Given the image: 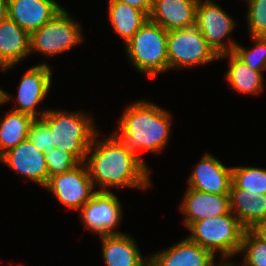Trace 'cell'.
Wrapping results in <instances>:
<instances>
[{
  "mask_svg": "<svg viewBox=\"0 0 266 266\" xmlns=\"http://www.w3.org/2000/svg\"><path fill=\"white\" fill-rule=\"evenodd\" d=\"M98 134L101 133L95 134L82 161L94 187H100L99 191H109L114 187L138 190L151 187V171L146 162L130 152L114 132L100 141L97 140Z\"/></svg>",
  "mask_w": 266,
  "mask_h": 266,
  "instance_id": "1",
  "label": "cell"
},
{
  "mask_svg": "<svg viewBox=\"0 0 266 266\" xmlns=\"http://www.w3.org/2000/svg\"><path fill=\"white\" fill-rule=\"evenodd\" d=\"M172 115L158 105L140 100L130 103L114 133L130 152L142 159L140 151L161 153L170 138Z\"/></svg>",
  "mask_w": 266,
  "mask_h": 266,
  "instance_id": "2",
  "label": "cell"
},
{
  "mask_svg": "<svg viewBox=\"0 0 266 266\" xmlns=\"http://www.w3.org/2000/svg\"><path fill=\"white\" fill-rule=\"evenodd\" d=\"M41 119L52 132L54 147L73 154L82 162L99 131L93 116L82 110L69 113L66 110L47 109Z\"/></svg>",
  "mask_w": 266,
  "mask_h": 266,
  "instance_id": "3",
  "label": "cell"
},
{
  "mask_svg": "<svg viewBox=\"0 0 266 266\" xmlns=\"http://www.w3.org/2000/svg\"><path fill=\"white\" fill-rule=\"evenodd\" d=\"M187 229L190 230L187 237L191 241L211 251L215 256L218 251L222 261L238 255L246 230L231 211L195 221Z\"/></svg>",
  "mask_w": 266,
  "mask_h": 266,
  "instance_id": "4",
  "label": "cell"
},
{
  "mask_svg": "<svg viewBox=\"0 0 266 266\" xmlns=\"http://www.w3.org/2000/svg\"><path fill=\"white\" fill-rule=\"evenodd\" d=\"M124 46L134 68L149 79L169 70L167 31L157 23L148 19Z\"/></svg>",
  "mask_w": 266,
  "mask_h": 266,
  "instance_id": "5",
  "label": "cell"
},
{
  "mask_svg": "<svg viewBox=\"0 0 266 266\" xmlns=\"http://www.w3.org/2000/svg\"><path fill=\"white\" fill-rule=\"evenodd\" d=\"M83 38L81 25L62 8L50 21L31 33L30 54L39 52L47 57L62 54L81 44Z\"/></svg>",
  "mask_w": 266,
  "mask_h": 266,
  "instance_id": "6",
  "label": "cell"
},
{
  "mask_svg": "<svg viewBox=\"0 0 266 266\" xmlns=\"http://www.w3.org/2000/svg\"><path fill=\"white\" fill-rule=\"evenodd\" d=\"M167 56L169 70L178 71L219 59L195 25L167 31Z\"/></svg>",
  "mask_w": 266,
  "mask_h": 266,
  "instance_id": "7",
  "label": "cell"
},
{
  "mask_svg": "<svg viewBox=\"0 0 266 266\" xmlns=\"http://www.w3.org/2000/svg\"><path fill=\"white\" fill-rule=\"evenodd\" d=\"M195 26L218 56L234 51L237 42L230 38H228L229 42L224 39L231 37L236 22L213 0L198 1Z\"/></svg>",
  "mask_w": 266,
  "mask_h": 266,
  "instance_id": "8",
  "label": "cell"
},
{
  "mask_svg": "<svg viewBox=\"0 0 266 266\" xmlns=\"http://www.w3.org/2000/svg\"><path fill=\"white\" fill-rule=\"evenodd\" d=\"M122 204L111 191H97L79 210L84 228L95 235L122 234L115 231L121 223Z\"/></svg>",
  "mask_w": 266,
  "mask_h": 266,
  "instance_id": "9",
  "label": "cell"
},
{
  "mask_svg": "<svg viewBox=\"0 0 266 266\" xmlns=\"http://www.w3.org/2000/svg\"><path fill=\"white\" fill-rule=\"evenodd\" d=\"M94 188L82 162L70 171L50 177L45 186L53 197L71 210H80L98 191Z\"/></svg>",
  "mask_w": 266,
  "mask_h": 266,
  "instance_id": "10",
  "label": "cell"
},
{
  "mask_svg": "<svg viewBox=\"0 0 266 266\" xmlns=\"http://www.w3.org/2000/svg\"><path fill=\"white\" fill-rule=\"evenodd\" d=\"M52 84L51 66L45 62L39 63L23 75L17 88V99L12 110L40 119L47 110H37L47 96Z\"/></svg>",
  "mask_w": 266,
  "mask_h": 266,
  "instance_id": "11",
  "label": "cell"
},
{
  "mask_svg": "<svg viewBox=\"0 0 266 266\" xmlns=\"http://www.w3.org/2000/svg\"><path fill=\"white\" fill-rule=\"evenodd\" d=\"M0 162L43 188L48 183L49 174L44 153L28 139L3 154Z\"/></svg>",
  "mask_w": 266,
  "mask_h": 266,
  "instance_id": "12",
  "label": "cell"
},
{
  "mask_svg": "<svg viewBox=\"0 0 266 266\" xmlns=\"http://www.w3.org/2000/svg\"><path fill=\"white\" fill-rule=\"evenodd\" d=\"M188 188L205 193L229 194L232 166L227 167L211 153L204 154L187 179Z\"/></svg>",
  "mask_w": 266,
  "mask_h": 266,
  "instance_id": "13",
  "label": "cell"
},
{
  "mask_svg": "<svg viewBox=\"0 0 266 266\" xmlns=\"http://www.w3.org/2000/svg\"><path fill=\"white\" fill-rule=\"evenodd\" d=\"M180 211L184 214L182 223L188 228L195 221L227 214L230 211L229 194L205 193L187 187Z\"/></svg>",
  "mask_w": 266,
  "mask_h": 266,
  "instance_id": "14",
  "label": "cell"
},
{
  "mask_svg": "<svg viewBox=\"0 0 266 266\" xmlns=\"http://www.w3.org/2000/svg\"><path fill=\"white\" fill-rule=\"evenodd\" d=\"M154 266H217L216 256L185 237L162 251L149 255Z\"/></svg>",
  "mask_w": 266,
  "mask_h": 266,
  "instance_id": "15",
  "label": "cell"
},
{
  "mask_svg": "<svg viewBox=\"0 0 266 266\" xmlns=\"http://www.w3.org/2000/svg\"><path fill=\"white\" fill-rule=\"evenodd\" d=\"M63 7L56 0H8V18L30 34L50 21Z\"/></svg>",
  "mask_w": 266,
  "mask_h": 266,
  "instance_id": "16",
  "label": "cell"
},
{
  "mask_svg": "<svg viewBox=\"0 0 266 266\" xmlns=\"http://www.w3.org/2000/svg\"><path fill=\"white\" fill-rule=\"evenodd\" d=\"M199 0H152L149 20L166 31L195 25Z\"/></svg>",
  "mask_w": 266,
  "mask_h": 266,
  "instance_id": "17",
  "label": "cell"
},
{
  "mask_svg": "<svg viewBox=\"0 0 266 266\" xmlns=\"http://www.w3.org/2000/svg\"><path fill=\"white\" fill-rule=\"evenodd\" d=\"M31 34L8 17L0 23V70L13 68L30 55Z\"/></svg>",
  "mask_w": 266,
  "mask_h": 266,
  "instance_id": "18",
  "label": "cell"
},
{
  "mask_svg": "<svg viewBox=\"0 0 266 266\" xmlns=\"http://www.w3.org/2000/svg\"><path fill=\"white\" fill-rule=\"evenodd\" d=\"M102 259L106 266H144L149 257H143L135 239L127 233L100 236Z\"/></svg>",
  "mask_w": 266,
  "mask_h": 266,
  "instance_id": "19",
  "label": "cell"
},
{
  "mask_svg": "<svg viewBox=\"0 0 266 266\" xmlns=\"http://www.w3.org/2000/svg\"><path fill=\"white\" fill-rule=\"evenodd\" d=\"M230 211L245 229H253L266 221V194L248 192L240 188H230Z\"/></svg>",
  "mask_w": 266,
  "mask_h": 266,
  "instance_id": "20",
  "label": "cell"
},
{
  "mask_svg": "<svg viewBox=\"0 0 266 266\" xmlns=\"http://www.w3.org/2000/svg\"><path fill=\"white\" fill-rule=\"evenodd\" d=\"M221 58H228L229 60V69H227L225 77L234 91L256 95L263 90L264 74L262 72L245 65L233 52L220 55L219 59Z\"/></svg>",
  "mask_w": 266,
  "mask_h": 266,
  "instance_id": "21",
  "label": "cell"
},
{
  "mask_svg": "<svg viewBox=\"0 0 266 266\" xmlns=\"http://www.w3.org/2000/svg\"><path fill=\"white\" fill-rule=\"evenodd\" d=\"M108 18L123 43L126 44L140 27L149 19L143 11L128 4L108 1Z\"/></svg>",
  "mask_w": 266,
  "mask_h": 266,
  "instance_id": "22",
  "label": "cell"
},
{
  "mask_svg": "<svg viewBox=\"0 0 266 266\" xmlns=\"http://www.w3.org/2000/svg\"><path fill=\"white\" fill-rule=\"evenodd\" d=\"M0 119V157L27 139L34 118L12 110Z\"/></svg>",
  "mask_w": 266,
  "mask_h": 266,
  "instance_id": "23",
  "label": "cell"
},
{
  "mask_svg": "<svg viewBox=\"0 0 266 266\" xmlns=\"http://www.w3.org/2000/svg\"><path fill=\"white\" fill-rule=\"evenodd\" d=\"M230 188H240L248 192L266 194V169L254 166L232 167Z\"/></svg>",
  "mask_w": 266,
  "mask_h": 266,
  "instance_id": "24",
  "label": "cell"
},
{
  "mask_svg": "<svg viewBox=\"0 0 266 266\" xmlns=\"http://www.w3.org/2000/svg\"><path fill=\"white\" fill-rule=\"evenodd\" d=\"M250 37L254 44L252 49H247L237 43L233 53L251 69L263 72L262 70H266V37Z\"/></svg>",
  "mask_w": 266,
  "mask_h": 266,
  "instance_id": "25",
  "label": "cell"
},
{
  "mask_svg": "<svg viewBox=\"0 0 266 266\" xmlns=\"http://www.w3.org/2000/svg\"><path fill=\"white\" fill-rule=\"evenodd\" d=\"M239 254L251 266H266V242L252 229H246Z\"/></svg>",
  "mask_w": 266,
  "mask_h": 266,
  "instance_id": "26",
  "label": "cell"
},
{
  "mask_svg": "<svg viewBox=\"0 0 266 266\" xmlns=\"http://www.w3.org/2000/svg\"><path fill=\"white\" fill-rule=\"evenodd\" d=\"M49 178L70 171L81 162L71 153L56 147H51L44 153Z\"/></svg>",
  "mask_w": 266,
  "mask_h": 266,
  "instance_id": "27",
  "label": "cell"
},
{
  "mask_svg": "<svg viewBox=\"0 0 266 266\" xmlns=\"http://www.w3.org/2000/svg\"><path fill=\"white\" fill-rule=\"evenodd\" d=\"M246 23L250 36L266 37V0H246Z\"/></svg>",
  "mask_w": 266,
  "mask_h": 266,
  "instance_id": "28",
  "label": "cell"
},
{
  "mask_svg": "<svg viewBox=\"0 0 266 266\" xmlns=\"http://www.w3.org/2000/svg\"><path fill=\"white\" fill-rule=\"evenodd\" d=\"M27 139L42 153H45L49 151L51 147H54V144L52 143V132L50 131L49 126L41 118L34 119L30 126Z\"/></svg>",
  "mask_w": 266,
  "mask_h": 266,
  "instance_id": "29",
  "label": "cell"
},
{
  "mask_svg": "<svg viewBox=\"0 0 266 266\" xmlns=\"http://www.w3.org/2000/svg\"><path fill=\"white\" fill-rule=\"evenodd\" d=\"M109 1H117L120 3L128 4L143 11L148 16L150 14L152 7V0H109Z\"/></svg>",
  "mask_w": 266,
  "mask_h": 266,
  "instance_id": "30",
  "label": "cell"
},
{
  "mask_svg": "<svg viewBox=\"0 0 266 266\" xmlns=\"http://www.w3.org/2000/svg\"><path fill=\"white\" fill-rule=\"evenodd\" d=\"M252 230L266 242V221L257 224Z\"/></svg>",
  "mask_w": 266,
  "mask_h": 266,
  "instance_id": "31",
  "label": "cell"
},
{
  "mask_svg": "<svg viewBox=\"0 0 266 266\" xmlns=\"http://www.w3.org/2000/svg\"><path fill=\"white\" fill-rule=\"evenodd\" d=\"M8 0H0V23L8 17Z\"/></svg>",
  "mask_w": 266,
  "mask_h": 266,
  "instance_id": "32",
  "label": "cell"
},
{
  "mask_svg": "<svg viewBox=\"0 0 266 266\" xmlns=\"http://www.w3.org/2000/svg\"><path fill=\"white\" fill-rule=\"evenodd\" d=\"M13 97H11V94L7 93L5 90H3L2 88H0V106H2V104H5V102L7 103V101H10Z\"/></svg>",
  "mask_w": 266,
  "mask_h": 266,
  "instance_id": "33",
  "label": "cell"
},
{
  "mask_svg": "<svg viewBox=\"0 0 266 266\" xmlns=\"http://www.w3.org/2000/svg\"><path fill=\"white\" fill-rule=\"evenodd\" d=\"M227 262H228L231 266H240V265H238V264H235V263L232 262V261L229 262V260H227ZM241 265H242V266H251V265L247 264L244 260H243V262H242Z\"/></svg>",
  "mask_w": 266,
  "mask_h": 266,
  "instance_id": "34",
  "label": "cell"
},
{
  "mask_svg": "<svg viewBox=\"0 0 266 266\" xmlns=\"http://www.w3.org/2000/svg\"><path fill=\"white\" fill-rule=\"evenodd\" d=\"M217 266H231L227 261L224 262H219V264Z\"/></svg>",
  "mask_w": 266,
  "mask_h": 266,
  "instance_id": "35",
  "label": "cell"
},
{
  "mask_svg": "<svg viewBox=\"0 0 266 266\" xmlns=\"http://www.w3.org/2000/svg\"><path fill=\"white\" fill-rule=\"evenodd\" d=\"M144 266H154V264L149 260Z\"/></svg>",
  "mask_w": 266,
  "mask_h": 266,
  "instance_id": "36",
  "label": "cell"
}]
</instances>
